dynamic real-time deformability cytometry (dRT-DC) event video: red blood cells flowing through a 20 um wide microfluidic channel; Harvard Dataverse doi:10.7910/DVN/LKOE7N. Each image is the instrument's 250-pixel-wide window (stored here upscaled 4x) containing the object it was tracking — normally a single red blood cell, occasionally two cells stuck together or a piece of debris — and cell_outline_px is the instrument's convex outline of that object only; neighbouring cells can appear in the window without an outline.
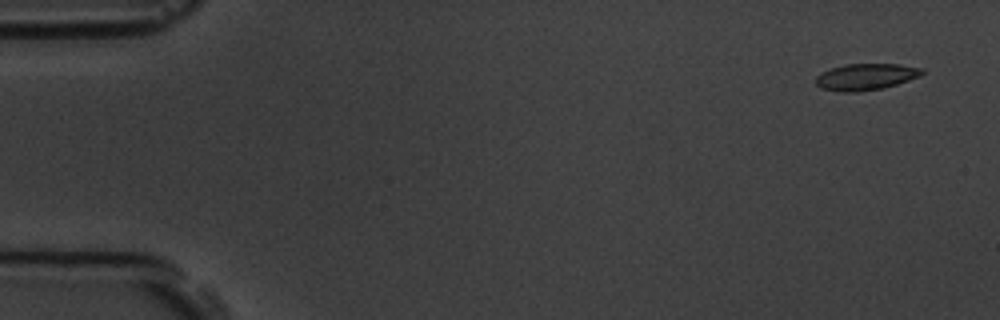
{"species": "common noctule bat (a hibernating species)", "species_latin": "Nyctalus noctula", "temperature_condition": "room temperature", "stored_images_in_passage": 10, "camera_frame_rate_fps": 3000, "um_per_image_px": 0.085, "animal": {"sex": "male", "body_mass_g": 19.5, "forearm_length_mm": 54.6}, "frame": {"image": 1, "passage_image": 1, "time_ms": 0.0, "image_size_px": [1000, 320], "cell_outline_px": [[924, 72], [920, 76], [884, 88], [856, 92], [840, 92], [820, 88], [816, 84], [816, 76], [820, 72], [844, 64], [900, 64], [924, 68]], "centroid_in_image_um": [73.58, 6.53], "position_along_channel_um": 11.4, "area_um2": 16.53}}
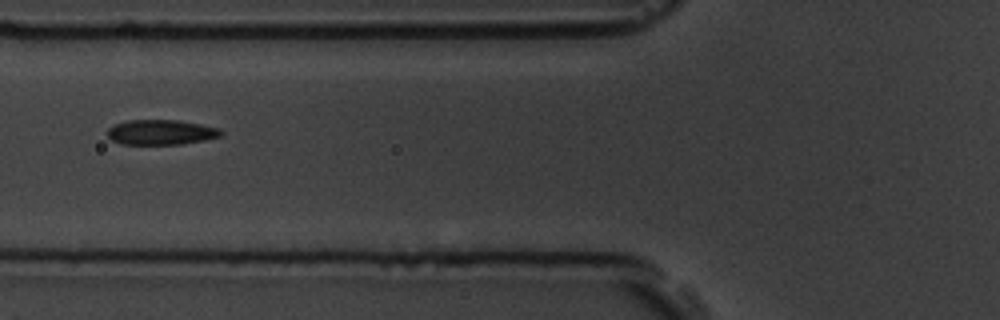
{"frame": {"image": 2, "passage_image": 6, "time_ms": 6.0, "image_size_px": [1000, 320], "cell_outline_px": [[224, 132], [220, 136], [204, 140], [184, 144], [120, 144], [112, 140], [108, 136], [108, 128], [116, 124], [128, 120], [180, 120], [220, 128]], "centroid_in_image_um": [13.71, 11.24], "position_along_channel_um": 112.1, "area_um2": 16.59}}
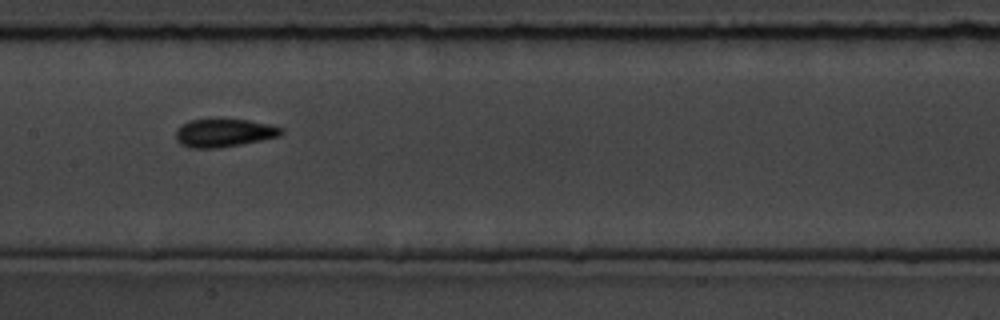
{"frame": {"image": 3, "passage_image": 8, "time_ms": 8.0, "image_size_px": [1000, 320], "cell_outline_px": [[284, 132], [280, 136], [220, 148], [188, 148], [180, 144], [176, 140], [176, 128], [188, 120], [248, 120], [268, 124], [284, 128]], "centroid_in_image_um": [19.01, 11.31], "position_along_channel_um": 188.4, "area_um2": 17.22}}